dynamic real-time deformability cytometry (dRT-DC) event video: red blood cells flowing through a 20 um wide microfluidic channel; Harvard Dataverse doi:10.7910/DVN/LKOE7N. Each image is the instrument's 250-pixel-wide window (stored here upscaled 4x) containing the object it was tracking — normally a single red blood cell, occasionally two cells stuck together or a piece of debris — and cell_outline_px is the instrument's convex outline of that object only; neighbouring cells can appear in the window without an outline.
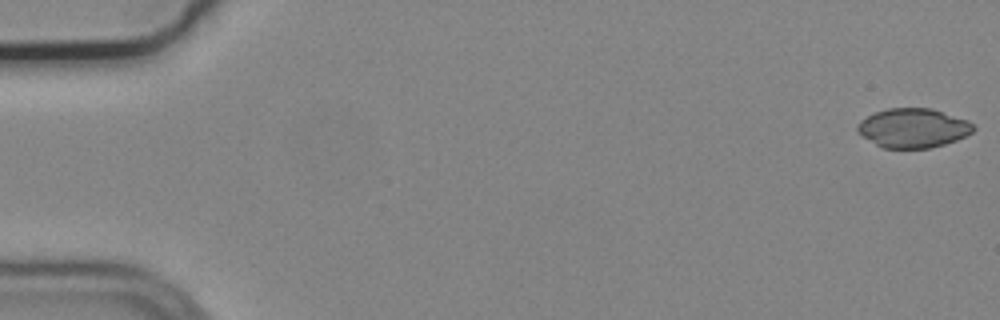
{"species": "common noctule bat (a hibernating species)", "species_latin": "Nyctalus noctula", "temperature_condition": "cold", "stored_images_in_passage": 5, "camera_frame_rate_fps": 3000, "um_per_image_px": 0.085, "animal": {"sex": "male", "body_mass_g": 19.2, "forearm_length_mm": 51.8}, "frame": {"image": 1, "passage_image": 1, "time_ms": 0.0, "image_size_px": [1000, 320], "cell_outline_px": [[976, 128], [972, 132], [956, 140], [944, 144], [928, 148], [884, 148], [876, 144], [856, 132], [856, 124], [860, 120], [876, 112], [888, 108], [932, 108], [968, 120], [976, 124]], "centroid_in_image_um": [77.62, 10.87], "position_along_channel_um": 7.4, "area_um2": 26.59}}
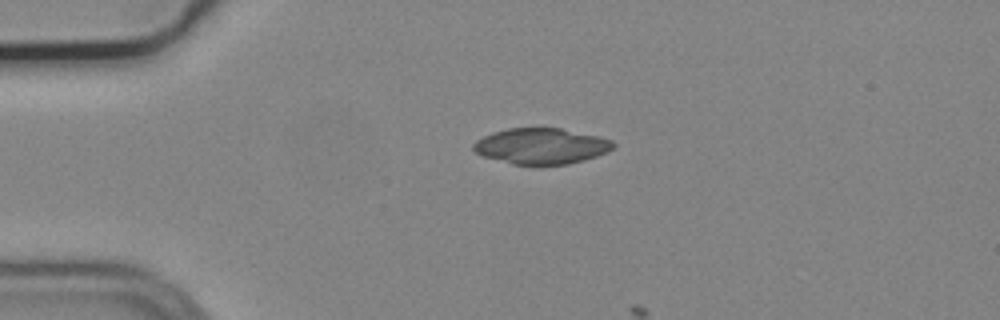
{"frame": {"image": 2, "passage_image": 4, "time_ms": 1.0, "image_size_px": [1000, 320], "cell_outline_px": [[616, 144], [608, 152], [584, 160], [568, 164], [540, 168], [536, 168], [512, 164], [484, 156], [476, 152], [472, 148], [472, 144], [476, 140], [492, 132], [508, 128], [560, 128], [600, 136], [612, 140]], "centroid_in_image_um": [46.01, 12.45], "position_along_channel_um": 39.0, "area_um2": 30.0}}